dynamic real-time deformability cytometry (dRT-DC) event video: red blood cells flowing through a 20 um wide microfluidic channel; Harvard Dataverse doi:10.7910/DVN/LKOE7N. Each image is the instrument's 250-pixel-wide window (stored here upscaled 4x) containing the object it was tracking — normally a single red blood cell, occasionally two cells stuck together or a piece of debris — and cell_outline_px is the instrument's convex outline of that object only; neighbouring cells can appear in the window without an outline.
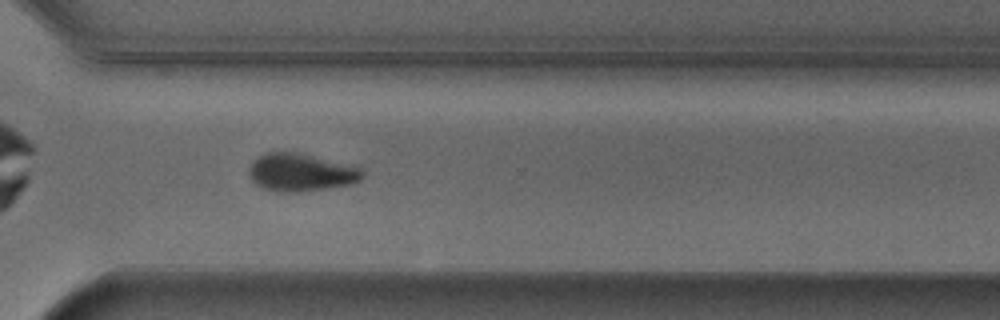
{"species": "Egyptian fruit bat (a non-hibernating species)", "species_latin": "Rousettus aegyptiacus", "temperature_condition": "cold", "stored_images_in_passage": 35, "camera_frame_rate_fps": 3000, "um_per_image_px": 0.085, "animal": {"sex": "male"}, "frame": {"image": 1, "passage_image": 25, "time_ms": 8.0, "image_size_px": [1000, 320], "cell_outline_px": [[364, 176], [360, 180], [352, 184], [328, 188], [296, 192], [280, 192], [264, 188], [256, 184], [248, 176], [248, 168], [252, 160], [264, 152], [296, 152], [360, 168], [364, 172]], "centroid_in_image_um": [25.52, 14.66], "position_along_channel_um": 345.1, "area_um2": 24.85}, "authors_computed_cell_mechanics": {"area_um2": 27.166, "velocity_mm_per_s": 3.8337, "shape_relaxation_time_tau1_ms": 4.5399, "shape_relaxation_time_tau2_ms": null, "deformation_change_tau1": 0.1202, "deformation_change_tau2": null}}